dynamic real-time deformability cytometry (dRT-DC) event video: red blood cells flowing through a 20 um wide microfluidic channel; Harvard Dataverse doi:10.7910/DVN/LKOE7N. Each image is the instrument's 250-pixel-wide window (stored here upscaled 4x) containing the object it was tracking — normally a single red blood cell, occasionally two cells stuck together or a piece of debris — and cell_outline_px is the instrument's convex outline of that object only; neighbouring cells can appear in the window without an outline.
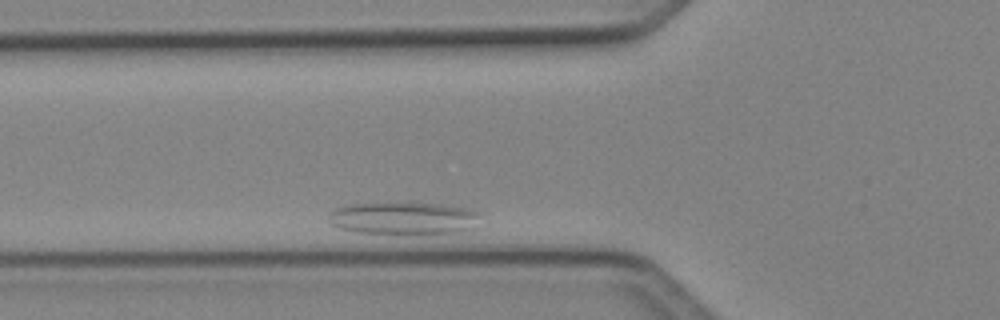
{"species": "Egyptian fruit bat (a non-hibernating species)", "species_latin": "Rousettus aegyptiacus", "temperature_condition": "cold", "stored_images_in_passage": 2, "camera_frame_rate_fps": 3000, "um_per_image_px": 0.085, "animal": {"sex": "female"}, "frame": {"image": 1, "passage_image": 2, "time_ms": 0.333, "image_size_px": [1000, 320], "cell_outline_px": [[480, 220], [472, 228], [460, 232], [356, 232], [340, 228], [332, 224], [328, 220], [328, 212], [336, 208], [352, 204], [396, 200], [400, 200], [448, 204], [472, 208], [480, 212]], "centroid_in_image_um": [34.34, 18.46], "position_along_channel_um": 91.5, "area_um2": 29.42}}